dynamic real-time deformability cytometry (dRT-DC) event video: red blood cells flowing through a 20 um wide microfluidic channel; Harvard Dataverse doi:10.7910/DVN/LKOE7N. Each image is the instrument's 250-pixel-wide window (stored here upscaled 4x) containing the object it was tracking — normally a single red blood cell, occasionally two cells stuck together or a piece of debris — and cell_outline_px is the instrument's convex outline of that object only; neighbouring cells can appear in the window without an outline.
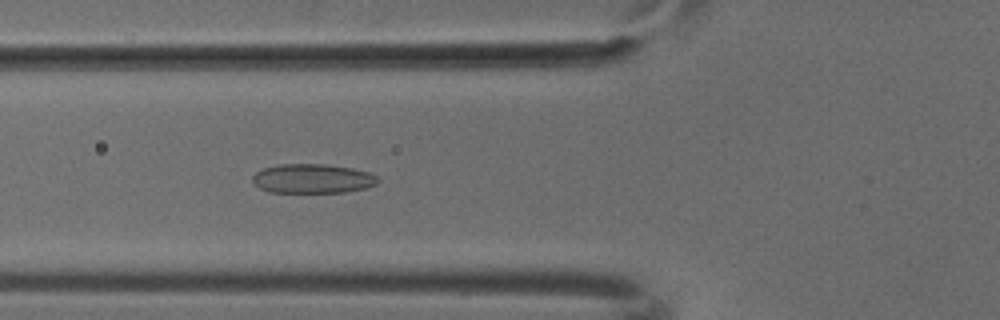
{"species": "common noctule bat (a hibernating species)", "species_latin": "Nyctalus noctula", "temperature_condition": "cold", "stored_images_in_passage": 47, "camera_frame_rate_fps": 3000, "um_per_image_px": 0.085, "animal": {"sex": "male", "body_mass_g": 18.8}, "frame": {"image": 1, "passage_image": 15, "time_ms": 4.667, "image_size_px": [1000, 320], "cell_outline_px": [[380, 180], [376, 184], [364, 188], [344, 192], [268, 192], [260, 188], [252, 180], [252, 176], [256, 172], [264, 168], [280, 164], [324, 164], [352, 168], [368, 172], [376, 176]], "centroid_in_image_um": [26.56, 15.18], "position_along_channel_um": 99.2, "area_um2": 21.27}}
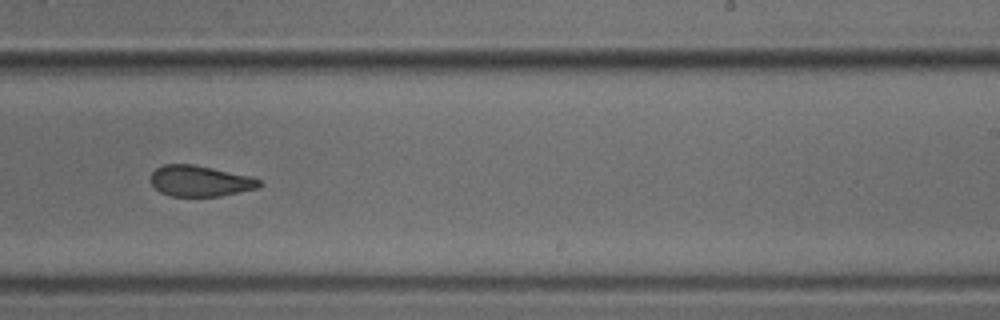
{"frame": {"image": 2, "passage_image": 28, "time_ms": 9.0, "image_size_px": [1000, 320], "cell_outline_px": [[264, 184], [260, 188], [220, 196], [168, 196], [160, 192], [148, 180], [152, 172], [156, 168], [164, 164], [196, 164], [252, 176], [260, 180]], "centroid_in_image_um": [17.02, 15.38], "position_along_channel_um": 272.0, "area_um2": 20.0}}
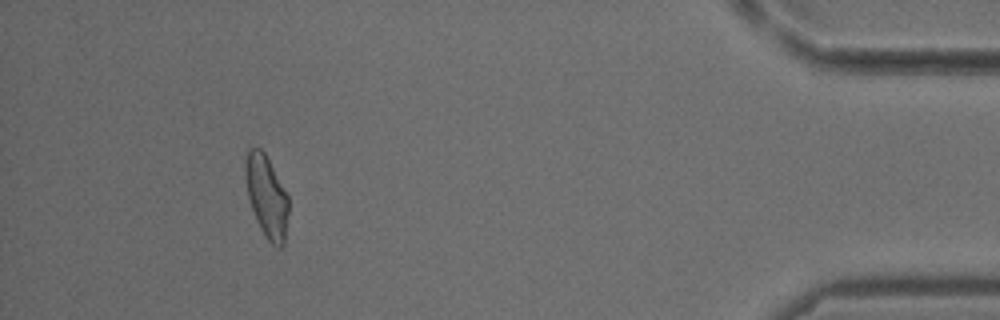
{"frame": {"image": 3, "passage_image": 43, "time_ms": 14.0, "image_size_px": [1000, 320], "cell_outline_px": [[288, 212], [284, 244], [280, 248], [272, 244], [264, 236], [256, 220], [248, 196], [244, 172], [244, 164], [248, 148], [260, 148], [264, 152], [288, 196]], "centroid_in_image_um": [22.64, 16.7], "position_along_channel_um": 412.6, "area_um2": 20.46}}